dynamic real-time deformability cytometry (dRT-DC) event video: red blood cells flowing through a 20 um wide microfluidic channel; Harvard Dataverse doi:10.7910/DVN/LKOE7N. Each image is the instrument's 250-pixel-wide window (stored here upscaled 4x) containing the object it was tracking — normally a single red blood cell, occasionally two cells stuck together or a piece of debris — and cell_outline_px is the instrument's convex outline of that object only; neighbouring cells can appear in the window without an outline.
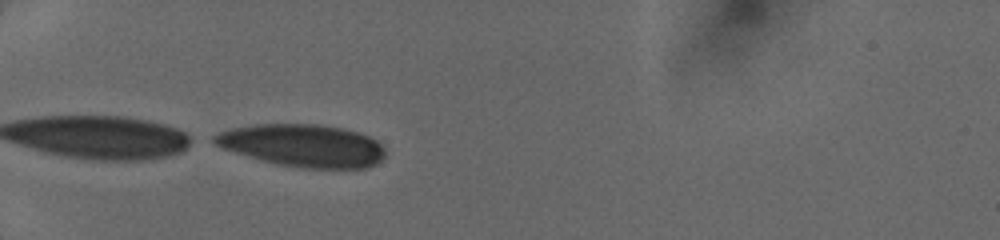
{"species": "human", "species_latin": "Homo sapiens", "temperature_condition": "cold", "stored_images_in_passage": 2, "camera_frame_rate_fps": 3000, "um_per_image_px": 0.085, "donor": {"sex": "female"}, "frame": {"image": 1, "passage_image": 1, "time_ms": 0.0, "image_size_px": [1000, 240], "cell_outline_px": [[384, 156], [376, 164], [368, 168], [304, 168], [276, 164], [260, 160], [224, 148], [208, 140], [212, 136], [220, 132], [232, 128], [256, 124], [320, 124], [340, 128], [356, 132], [368, 136], [376, 140], [384, 148]], "centroid_in_image_um": [25.72, 12.37], "position_along_channel_um": 59.3, "area_um2": 42.19}}